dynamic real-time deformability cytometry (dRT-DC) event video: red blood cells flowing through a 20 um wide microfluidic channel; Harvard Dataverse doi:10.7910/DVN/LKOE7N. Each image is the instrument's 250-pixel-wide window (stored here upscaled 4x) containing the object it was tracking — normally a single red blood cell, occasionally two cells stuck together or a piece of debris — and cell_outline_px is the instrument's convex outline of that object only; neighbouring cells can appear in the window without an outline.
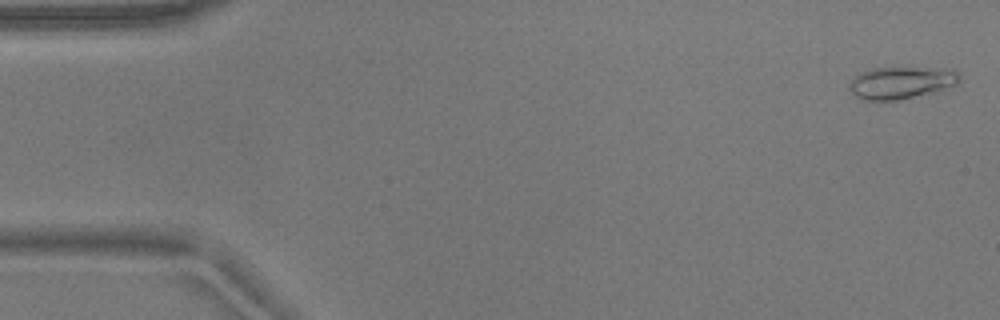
{"species": "common noctule bat (a hibernating species)", "species_latin": "Nyctalus noctula", "temperature_condition": "warm", "stored_images_in_passage": 54, "camera_frame_rate_fps": 3000, "um_per_image_px": 0.085, "animal": {"sex": "male", "body_mass_g": 17.9}, "frame": {"image": 1, "passage_image": 2, "time_ms": 0.333, "image_size_px": [1000, 320], "cell_outline_px": [[960, 80], [956, 84], [900, 100], [880, 104], [860, 100], [848, 88], [848, 84], [860, 72], [872, 68], [952, 68], [960, 76]], "centroid_in_image_um": [76.5, 7.06], "position_along_channel_um": 8.5, "area_um2": 20.92}}
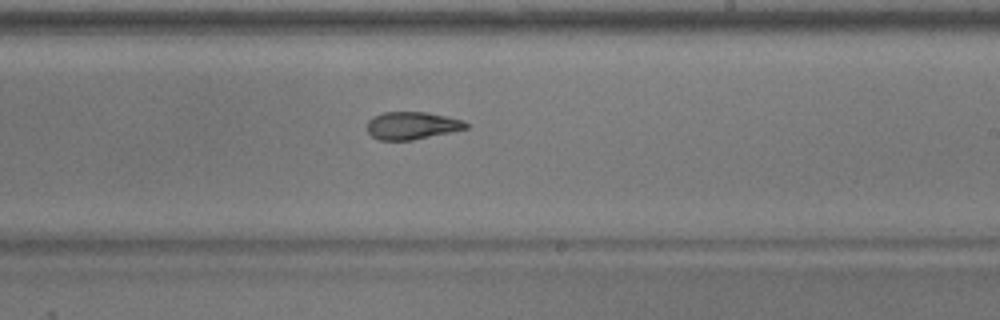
{"frame": {"image": 2, "passage_image": 32, "time_ms": 10.333, "image_size_px": [1000, 320], "cell_outline_px": [[468, 128], [452, 132], [412, 140], [376, 140], [368, 132], [368, 120], [384, 112], [428, 112], [464, 120], [468, 124]], "centroid_in_image_um": [35.04, 10.68], "position_along_channel_um": 254.0, "area_um2": 15.9}}
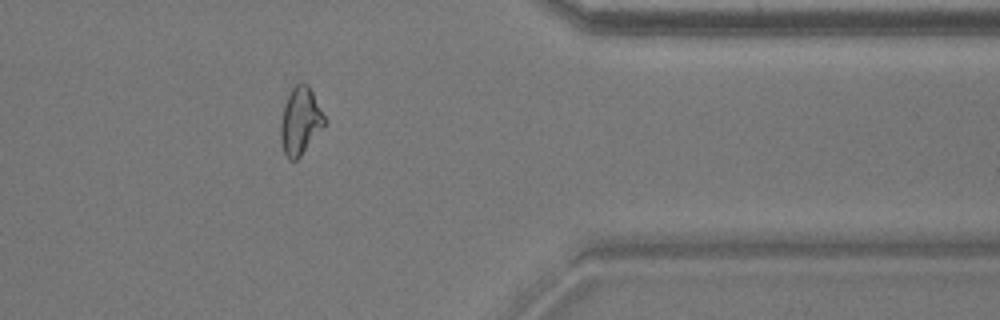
{"frame": {"image": 3, "passage_image": 44, "time_ms": 14.333, "image_size_px": [1000, 320], "cell_outline_px": [[324, 124], [300, 156], [296, 160], [288, 160], [284, 152], [280, 140], [280, 124], [284, 104], [292, 88], [300, 80], [304, 80], [308, 84], [324, 116]], "centroid_in_image_um": [25.48, 10.25], "position_along_channel_um": 385.9, "area_um2": 16.88}, "authors_computed_cell_mechanics": {"area_um2": 17.34, "velocity_mm_per_s": 3.7319, "shape_relaxation_time_tau1_ms": 10.9214, "shape_relaxation_time_tau2_ms": 2.2355, "deformation_change_tau1": 0.2812, "deformation_change_tau2": 0.0745}}